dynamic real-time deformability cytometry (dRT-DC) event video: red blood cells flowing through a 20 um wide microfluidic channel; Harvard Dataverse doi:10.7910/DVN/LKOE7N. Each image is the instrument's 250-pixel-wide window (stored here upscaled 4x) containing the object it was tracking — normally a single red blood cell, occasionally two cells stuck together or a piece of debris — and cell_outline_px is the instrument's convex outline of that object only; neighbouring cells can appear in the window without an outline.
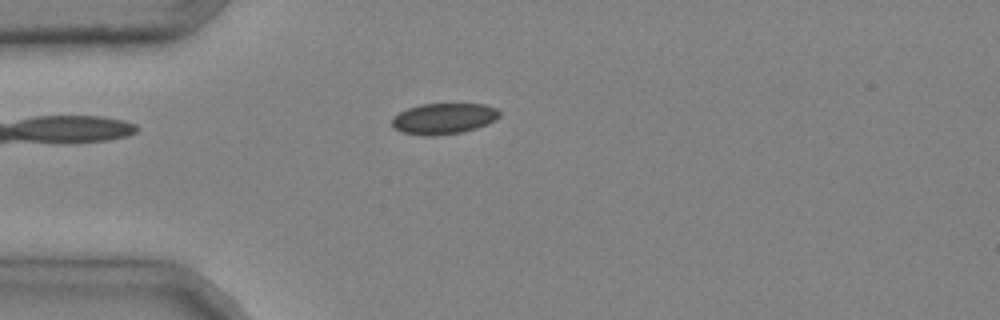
{"species": "common noctule bat (a hibernating species)", "species_latin": "Nyctalus noctula", "temperature_condition": "cold", "stored_images_in_passage": 2, "camera_frame_rate_fps": 3000, "um_per_image_px": 0.085, "animal": {"sex": "male", "body_mass_g": 20.4}, "frame": {"image": 1, "passage_image": 2, "time_ms": 0.333, "image_size_px": [1000, 320], "cell_outline_px": [[500, 116], [488, 124], [464, 132], [436, 136], [424, 136], [404, 132], [392, 128], [392, 120], [400, 112], [408, 108], [420, 104], [484, 104], [496, 108], [500, 112]], "centroid_in_image_um": [37.73, 10.09], "position_along_channel_um": 47.3, "area_um2": 19.42}}